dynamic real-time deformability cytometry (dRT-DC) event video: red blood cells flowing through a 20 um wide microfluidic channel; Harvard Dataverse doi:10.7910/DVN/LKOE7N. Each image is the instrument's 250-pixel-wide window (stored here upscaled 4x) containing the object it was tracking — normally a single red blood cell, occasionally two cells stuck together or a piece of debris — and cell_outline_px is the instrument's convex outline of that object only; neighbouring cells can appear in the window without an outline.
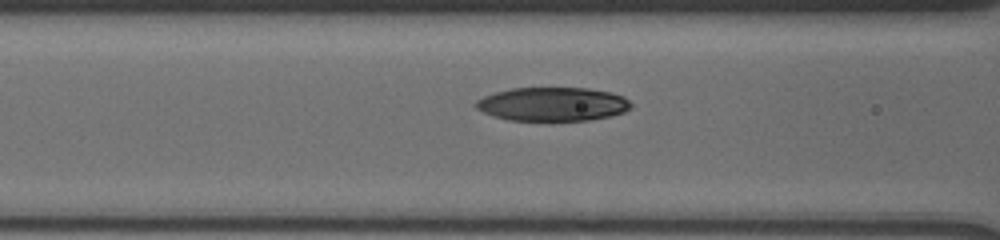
{"species": "human", "species_latin": "Homo sapiens", "temperature_condition": "cold", "stored_images_in_passage": 7, "segment_of_instrument_passage": [2, 2], "camera_frame_rate_fps": 3000, "um_per_image_px": 0.085, "donor": {"sex": "male"}, "frame": {"image": 1, "passage_image": 7, "time_ms": 6.333, "image_size_px": [1000, 240], "cell_outline_px": [[632, 104], [624, 112], [608, 116], [588, 120], [508, 120], [492, 116], [476, 108], [472, 104], [476, 100], [484, 96], [496, 92], [512, 88], [588, 88], [608, 92], [624, 96]], "centroid_in_image_um": [46.92, 8.85], "position_along_channel_um": 119.7, "area_um2": 30.35}}